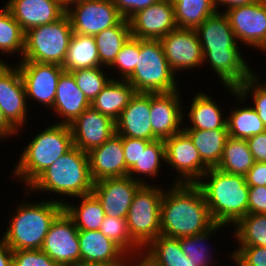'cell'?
<instances>
[{"instance_id":"cell-35","label":"cell","mask_w":266,"mask_h":266,"mask_svg":"<svg viewBox=\"0 0 266 266\" xmlns=\"http://www.w3.org/2000/svg\"><path fill=\"white\" fill-rule=\"evenodd\" d=\"M166 162L165 144L163 139L152 141L145 149H142L139 161L128 171V176L142 184L151 182L145 181L149 176L152 180L160 175L162 163ZM145 176V178H143Z\"/></svg>"},{"instance_id":"cell-41","label":"cell","mask_w":266,"mask_h":266,"mask_svg":"<svg viewBox=\"0 0 266 266\" xmlns=\"http://www.w3.org/2000/svg\"><path fill=\"white\" fill-rule=\"evenodd\" d=\"M99 230L116 243L131 259L142 255L143 250L131 238L126 218L105 216Z\"/></svg>"},{"instance_id":"cell-4","label":"cell","mask_w":266,"mask_h":266,"mask_svg":"<svg viewBox=\"0 0 266 266\" xmlns=\"http://www.w3.org/2000/svg\"><path fill=\"white\" fill-rule=\"evenodd\" d=\"M93 184L88 153L73 146L25 188V194L46 191L61 195L60 198L65 196V200L67 197L76 199L91 194Z\"/></svg>"},{"instance_id":"cell-45","label":"cell","mask_w":266,"mask_h":266,"mask_svg":"<svg viewBox=\"0 0 266 266\" xmlns=\"http://www.w3.org/2000/svg\"><path fill=\"white\" fill-rule=\"evenodd\" d=\"M13 266H60L41 249L13 251Z\"/></svg>"},{"instance_id":"cell-19","label":"cell","mask_w":266,"mask_h":266,"mask_svg":"<svg viewBox=\"0 0 266 266\" xmlns=\"http://www.w3.org/2000/svg\"><path fill=\"white\" fill-rule=\"evenodd\" d=\"M69 126L73 145L85 153L101 146L116 133L115 121L92 106L87 108Z\"/></svg>"},{"instance_id":"cell-52","label":"cell","mask_w":266,"mask_h":266,"mask_svg":"<svg viewBox=\"0 0 266 266\" xmlns=\"http://www.w3.org/2000/svg\"><path fill=\"white\" fill-rule=\"evenodd\" d=\"M258 1H260V0H214V5H215L217 12H221V10H222L221 7H223V10L225 12L226 10H228L230 8L253 4V3H256ZM224 6H226V7H224ZM218 8H220L221 10H219Z\"/></svg>"},{"instance_id":"cell-25","label":"cell","mask_w":266,"mask_h":266,"mask_svg":"<svg viewBox=\"0 0 266 266\" xmlns=\"http://www.w3.org/2000/svg\"><path fill=\"white\" fill-rule=\"evenodd\" d=\"M90 106L91 102L77 87L73 74L64 70L58 81L53 107L50 109L56 113L57 118H62L57 124L70 125Z\"/></svg>"},{"instance_id":"cell-26","label":"cell","mask_w":266,"mask_h":266,"mask_svg":"<svg viewBox=\"0 0 266 266\" xmlns=\"http://www.w3.org/2000/svg\"><path fill=\"white\" fill-rule=\"evenodd\" d=\"M196 93L191 101L188 114H185L183 109V116H188L190 125L183 124V129H197V130H213V129H227V117L223 116L222 110L214 99L206 92Z\"/></svg>"},{"instance_id":"cell-49","label":"cell","mask_w":266,"mask_h":266,"mask_svg":"<svg viewBox=\"0 0 266 266\" xmlns=\"http://www.w3.org/2000/svg\"><path fill=\"white\" fill-rule=\"evenodd\" d=\"M255 162H266V131L247 139Z\"/></svg>"},{"instance_id":"cell-46","label":"cell","mask_w":266,"mask_h":266,"mask_svg":"<svg viewBox=\"0 0 266 266\" xmlns=\"http://www.w3.org/2000/svg\"><path fill=\"white\" fill-rule=\"evenodd\" d=\"M152 141L131 137H122L125 162L128 171L139 161L142 149H145Z\"/></svg>"},{"instance_id":"cell-51","label":"cell","mask_w":266,"mask_h":266,"mask_svg":"<svg viewBox=\"0 0 266 266\" xmlns=\"http://www.w3.org/2000/svg\"><path fill=\"white\" fill-rule=\"evenodd\" d=\"M0 266H13V250L3 236L0 238Z\"/></svg>"},{"instance_id":"cell-28","label":"cell","mask_w":266,"mask_h":266,"mask_svg":"<svg viewBox=\"0 0 266 266\" xmlns=\"http://www.w3.org/2000/svg\"><path fill=\"white\" fill-rule=\"evenodd\" d=\"M79 204L64 201L63 210L73 220L79 231L99 230L105 218V211L99 200L91 193L77 197ZM81 199V200H80Z\"/></svg>"},{"instance_id":"cell-22","label":"cell","mask_w":266,"mask_h":266,"mask_svg":"<svg viewBox=\"0 0 266 266\" xmlns=\"http://www.w3.org/2000/svg\"><path fill=\"white\" fill-rule=\"evenodd\" d=\"M10 10L24 33L34 27L53 23L66 14L59 0H8Z\"/></svg>"},{"instance_id":"cell-14","label":"cell","mask_w":266,"mask_h":266,"mask_svg":"<svg viewBox=\"0 0 266 266\" xmlns=\"http://www.w3.org/2000/svg\"><path fill=\"white\" fill-rule=\"evenodd\" d=\"M24 83L26 99L52 108L56 89L64 68L57 64L21 61L17 63Z\"/></svg>"},{"instance_id":"cell-21","label":"cell","mask_w":266,"mask_h":266,"mask_svg":"<svg viewBox=\"0 0 266 266\" xmlns=\"http://www.w3.org/2000/svg\"><path fill=\"white\" fill-rule=\"evenodd\" d=\"M150 115V93L136 92L115 121L116 133L122 137L158 140L152 131Z\"/></svg>"},{"instance_id":"cell-24","label":"cell","mask_w":266,"mask_h":266,"mask_svg":"<svg viewBox=\"0 0 266 266\" xmlns=\"http://www.w3.org/2000/svg\"><path fill=\"white\" fill-rule=\"evenodd\" d=\"M80 263L130 265L131 258L100 230L79 231Z\"/></svg>"},{"instance_id":"cell-58","label":"cell","mask_w":266,"mask_h":266,"mask_svg":"<svg viewBox=\"0 0 266 266\" xmlns=\"http://www.w3.org/2000/svg\"><path fill=\"white\" fill-rule=\"evenodd\" d=\"M215 265H217V264L213 262L212 265L209 264V265H206V266H215Z\"/></svg>"},{"instance_id":"cell-39","label":"cell","mask_w":266,"mask_h":266,"mask_svg":"<svg viewBox=\"0 0 266 266\" xmlns=\"http://www.w3.org/2000/svg\"><path fill=\"white\" fill-rule=\"evenodd\" d=\"M25 33L15 20L10 10L4 5L0 10V52L3 55L19 54L20 60L24 52Z\"/></svg>"},{"instance_id":"cell-38","label":"cell","mask_w":266,"mask_h":266,"mask_svg":"<svg viewBox=\"0 0 266 266\" xmlns=\"http://www.w3.org/2000/svg\"><path fill=\"white\" fill-rule=\"evenodd\" d=\"M226 227H228V225L215 224L212 228L203 233L178 238L181 249L184 254L195 263V266H206L212 264L214 262V257L211 252L212 248H209L207 241L209 240L211 242L210 238L212 235L218 232L219 229L221 231Z\"/></svg>"},{"instance_id":"cell-13","label":"cell","mask_w":266,"mask_h":266,"mask_svg":"<svg viewBox=\"0 0 266 266\" xmlns=\"http://www.w3.org/2000/svg\"><path fill=\"white\" fill-rule=\"evenodd\" d=\"M79 230L63 210L52 222L41 250L60 266L80 263Z\"/></svg>"},{"instance_id":"cell-1","label":"cell","mask_w":266,"mask_h":266,"mask_svg":"<svg viewBox=\"0 0 266 266\" xmlns=\"http://www.w3.org/2000/svg\"><path fill=\"white\" fill-rule=\"evenodd\" d=\"M195 30L201 45L203 67L209 63L222 86L238 89L255 72L241 54V45L223 11H216Z\"/></svg>"},{"instance_id":"cell-42","label":"cell","mask_w":266,"mask_h":266,"mask_svg":"<svg viewBox=\"0 0 266 266\" xmlns=\"http://www.w3.org/2000/svg\"><path fill=\"white\" fill-rule=\"evenodd\" d=\"M105 67H92L71 71L77 87L85 94L92 103L112 77L106 73Z\"/></svg>"},{"instance_id":"cell-11","label":"cell","mask_w":266,"mask_h":266,"mask_svg":"<svg viewBox=\"0 0 266 266\" xmlns=\"http://www.w3.org/2000/svg\"><path fill=\"white\" fill-rule=\"evenodd\" d=\"M168 167L176 169L173 183L196 184L209 169L201 160L193 141L184 131L164 139ZM177 177V178H176Z\"/></svg>"},{"instance_id":"cell-5","label":"cell","mask_w":266,"mask_h":266,"mask_svg":"<svg viewBox=\"0 0 266 266\" xmlns=\"http://www.w3.org/2000/svg\"><path fill=\"white\" fill-rule=\"evenodd\" d=\"M62 200L50 197L48 201L16 203L15 212L9 215V225L1 233L9 247L13 251L41 249L52 222L63 211Z\"/></svg>"},{"instance_id":"cell-32","label":"cell","mask_w":266,"mask_h":266,"mask_svg":"<svg viewBox=\"0 0 266 266\" xmlns=\"http://www.w3.org/2000/svg\"><path fill=\"white\" fill-rule=\"evenodd\" d=\"M131 36L129 20L123 19L118 25L97 33L94 38L98 49L100 65L110 67L123 44Z\"/></svg>"},{"instance_id":"cell-6","label":"cell","mask_w":266,"mask_h":266,"mask_svg":"<svg viewBox=\"0 0 266 266\" xmlns=\"http://www.w3.org/2000/svg\"><path fill=\"white\" fill-rule=\"evenodd\" d=\"M48 126L25 145L15 164L13 179L18 178L26 188L74 146L69 125L54 122Z\"/></svg>"},{"instance_id":"cell-15","label":"cell","mask_w":266,"mask_h":266,"mask_svg":"<svg viewBox=\"0 0 266 266\" xmlns=\"http://www.w3.org/2000/svg\"><path fill=\"white\" fill-rule=\"evenodd\" d=\"M8 65L7 61L0 66V109L19 135L27 124L29 104L18 65Z\"/></svg>"},{"instance_id":"cell-37","label":"cell","mask_w":266,"mask_h":266,"mask_svg":"<svg viewBox=\"0 0 266 266\" xmlns=\"http://www.w3.org/2000/svg\"><path fill=\"white\" fill-rule=\"evenodd\" d=\"M234 241L237 246H264L266 247V214L248 213L233 227Z\"/></svg>"},{"instance_id":"cell-54","label":"cell","mask_w":266,"mask_h":266,"mask_svg":"<svg viewBox=\"0 0 266 266\" xmlns=\"http://www.w3.org/2000/svg\"><path fill=\"white\" fill-rule=\"evenodd\" d=\"M130 266H154L143 254L131 259Z\"/></svg>"},{"instance_id":"cell-30","label":"cell","mask_w":266,"mask_h":266,"mask_svg":"<svg viewBox=\"0 0 266 266\" xmlns=\"http://www.w3.org/2000/svg\"><path fill=\"white\" fill-rule=\"evenodd\" d=\"M154 266H195L180 246L177 238L159 235L142 253Z\"/></svg>"},{"instance_id":"cell-3","label":"cell","mask_w":266,"mask_h":266,"mask_svg":"<svg viewBox=\"0 0 266 266\" xmlns=\"http://www.w3.org/2000/svg\"><path fill=\"white\" fill-rule=\"evenodd\" d=\"M196 184L216 224L231 227L248 214L249 186L245 176L209 168Z\"/></svg>"},{"instance_id":"cell-20","label":"cell","mask_w":266,"mask_h":266,"mask_svg":"<svg viewBox=\"0 0 266 266\" xmlns=\"http://www.w3.org/2000/svg\"><path fill=\"white\" fill-rule=\"evenodd\" d=\"M142 185L129 176L106 178L94 182L92 194L101 203L106 216L126 218L134 195Z\"/></svg>"},{"instance_id":"cell-57","label":"cell","mask_w":266,"mask_h":266,"mask_svg":"<svg viewBox=\"0 0 266 266\" xmlns=\"http://www.w3.org/2000/svg\"><path fill=\"white\" fill-rule=\"evenodd\" d=\"M4 63V59H0V66Z\"/></svg>"},{"instance_id":"cell-53","label":"cell","mask_w":266,"mask_h":266,"mask_svg":"<svg viewBox=\"0 0 266 266\" xmlns=\"http://www.w3.org/2000/svg\"><path fill=\"white\" fill-rule=\"evenodd\" d=\"M18 131L6 120L3 111L0 109V141L7 140L12 136H17ZM9 136V137H8Z\"/></svg>"},{"instance_id":"cell-40","label":"cell","mask_w":266,"mask_h":266,"mask_svg":"<svg viewBox=\"0 0 266 266\" xmlns=\"http://www.w3.org/2000/svg\"><path fill=\"white\" fill-rule=\"evenodd\" d=\"M255 71L238 89L232 87H224L229 93L230 96L236 97V100L240 102L239 105L245 103L248 98H252V105L256 110L259 118L262 120L266 128V80H262ZM238 98V99H237Z\"/></svg>"},{"instance_id":"cell-43","label":"cell","mask_w":266,"mask_h":266,"mask_svg":"<svg viewBox=\"0 0 266 266\" xmlns=\"http://www.w3.org/2000/svg\"><path fill=\"white\" fill-rule=\"evenodd\" d=\"M137 55H139V38L130 36L123 44L113 64L106 70L113 68L120 80H127L137 65Z\"/></svg>"},{"instance_id":"cell-29","label":"cell","mask_w":266,"mask_h":266,"mask_svg":"<svg viewBox=\"0 0 266 266\" xmlns=\"http://www.w3.org/2000/svg\"><path fill=\"white\" fill-rule=\"evenodd\" d=\"M183 130L193 141L203 163L208 168H216L221 160L224 145L228 138L227 129Z\"/></svg>"},{"instance_id":"cell-55","label":"cell","mask_w":266,"mask_h":266,"mask_svg":"<svg viewBox=\"0 0 266 266\" xmlns=\"http://www.w3.org/2000/svg\"><path fill=\"white\" fill-rule=\"evenodd\" d=\"M76 266H130V265H109L100 263H79Z\"/></svg>"},{"instance_id":"cell-9","label":"cell","mask_w":266,"mask_h":266,"mask_svg":"<svg viewBox=\"0 0 266 266\" xmlns=\"http://www.w3.org/2000/svg\"><path fill=\"white\" fill-rule=\"evenodd\" d=\"M143 184L135 193L126 221L132 240L144 250L161 235L163 187ZM158 186V187H157Z\"/></svg>"},{"instance_id":"cell-8","label":"cell","mask_w":266,"mask_h":266,"mask_svg":"<svg viewBox=\"0 0 266 266\" xmlns=\"http://www.w3.org/2000/svg\"><path fill=\"white\" fill-rule=\"evenodd\" d=\"M72 34L71 22L67 14L53 23L26 31L21 60L62 66Z\"/></svg>"},{"instance_id":"cell-27","label":"cell","mask_w":266,"mask_h":266,"mask_svg":"<svg viewBox=\"0 0 266 266\" xmlns=\"http://www.w3.org/2000/svg\"><path fill=\"white\" fill-rule=\"evenodd\" d=\"M135 93L136 90L127 80L112 77L93 100L91 106L116 121Z\"/></svg>"},{"instance_id":"cell-17","label":"cell","mask_w":266,"mask_h":266,"mask_svg":"<svg viewBox=\"0 0 266 266\" xmlns=\"http://www.w3.org/2000/svg\"><path fill=\"white\" fill-rule=\"evenodd\" d=\"M131 36L144 40H161L177 28L172 0H161L138 11L130 19Z\"/></svg>"},{"instance_id":"cell-2","label":"cell","mask_w":266,"mask_h":266,"mask_svg":"<svg viewBox=\"0 0 266 266\" xmlns=\"http://www.w3.org/2000/svg\"><path fill=\"white\" fill-rule=\"evenodd\" d=\"M171 185L163 192L161 235L178 239L203 233L216 224L197 184Z\"/></svg>"},{"instance_id":"cell-33","label":"cell","mask_w":266,"mask_h":266,"mask_svg":"<svg viewBox=\"0 0 266 266\" xmlns=\"http://www.w3.org/2000/svg\"><path fill=\"white\" fill-rule=\"evenodd\" d=\"M254 163L247 140L228 136L216 168L229 174L245 176Z\"/></svg>"},{"instance_id":"cell-50","label":"cell","mask_w":266,"mask_h":266,"mask_svg":"<svg viewBox=\"0 0 266 266\" xmlns=\"http://www.w3.org/2000/svg\"><path fill=\"white\" fill-rule=\"evenodd\" d=\"M249 187L266 186V162H255L245 175Z\"/></svg>"},{"instance_id":"cell-16","label":"cell","mask_w":266,"mask_h":266,"mask_svg":"<svg viewBox=\"0 0 266 266\" xmlns=\"http://www.w3.org/2000/svg\"><path fill=\"white\" fill-rule=\"evenodd\" d=\"M165 57L176 74L180 70H193L203 65V55L195 29L176 28L161 40Z\"/></svg>"},{"instance_id":"cell-36","label":"cell","mask_w":266,"mask_h":266,"mask_svg":"<svg viewBox=\"0 0 266 266\" xmlns=\"http://www.w3.org/2000/svg\"><path fill=\"white\" fill-rule=\"evenodd\" d=\"M178 28L196 29L216 12L214 0H172Z\"/></svg>"},{"instance_id":"cell-48","label":"cell","mask_w":266,"mask_h":266,"mask_svg":"<svg viewBox=\"0 0 266 266\" xmlns=\"http://www.w3.org/2000/svg\"><path fill=\"white\" fill-rule=\"evenodd\" d=\"M248 213L266 214V186L249 187Z\"/></svg>"},{"instance_id":"cell-12","label":"cell","mask_w":266,"mask_h":266,"mask_svg":"<svg viewBox=\"0 0 266 266\" xmlns=\"http://www.w3.org/2000/svg\"><path fill=\"white\" fill-rule=\"evenodd\" d=\"M224 13L239 44L266 52V0L233 7Z\"/></svg>"},{"instance_id":"cell-10","label":"cell","mask_w":266,"mask_h":266,"mask_svg":"<svg viewBox=\"0 0 266 266\" xmlns=\"http://www.w3.org/2000/svg\"><path fill=\"white\" fill-rule=\"evenodd\" d=\"M73 33L95 36L124 18L112 0H81L66 9Z\"/></svg>"},{"instance_id":"cell-18","label":"cell","mask_w":266,"mask_h":266,"mask_svg":"<svg viewBox=\"0 0 266 266\" xmlns=\"http://www.w3.org/2000/svg\"><path fill=\"white\" fill-rule=\"evenodd\" d=\"M180 90L150 93V120L159 139L169 138L183 130V103Z\"/></svg>"},{"instance_id":"cell-44","label":"cell","mask_w":266,"mask_h":266,"mask_svg":"<svg viewBox=\"0 0 266 266\" xmlns=\"http://www.w3.org/2000/svg\"><path fill=\"white\" fill-rule=\"evenodd\" d=\"M234 266H266V247L238 246L230 254Z\"/></svg>"},{"instance_id":"cell-31","label":"cell","mask_w":266,"mask_h":266,"mask_svg":"<svg viewBox=\"0 0 266 266\" xmlns=\"http://www.w3.org/2000/svg\"><path fill=\"white\" fill-rule=\"evenodd\" d=\"M62 67L69 72L78 69L101 67L94 36L73 33Z\"/></svg>"},{"instance_id":"cell-47","label":"cell","mask_w":266,"mask_h":266,"mask_svg":"<svg viewBox=\"0 0 266 266\" xmlns=\"http://www.w3.org/2000/svg\"><path fill=\"white\" fill-rule=\"evenodd\" d=\"M124 19L129 20L135 13L161 0H112Z\"/></svg>"},{"instance_id":"cell-56","label":"cell","mask_w":266,"mask_h":266,"mask_svg":"<svg viewBox=\"0 0 266 266\" xmlns=\"http://www.w3.org/2000/svg\"><path fill=\"white\" fill-rule=\"evenodd\" d=\"M81 0H59V2L67 9L70 5L79 2Z\"/></svg>"},{"instance_id":"cell-7","label":"cell","mask_w":266,"mask_h":266,"mask_svg":"<svg viewBox=\"0 0 266 266\" xmlns=\"http://www.w3.org/2000/svg\"><path fill=\"white\" fill-rule=\"evenodd\" d=\"M176 76L167 62L161 41L139 39L137 65L127 79L136 92L162 93L181 90Z\"/></svg>"},{"instance_id":"cell-34","label":"cell","mask_w":266,"mask_h":266,"mask_svg":"<svg viewBox=\"0 0 266 266\" xmlns=\"http://www.w3.org/2000/svg\"><path fill=\"white\" fill-rule=\"evenodd\" d=\"M235 107L230 109L231 113L229 112V116H227L228 136L247 140L266 131L262 120L252 105Z\"/></svg>"},{"instance_id":"cell-23","label":"cell","mask_w":266,"mask_h":266,"mask_svg":"<svg viewBox=\"0 0 266 266\" xmlns=\"http://www.w3.org/2000/svg\"><path fill=\"white\" fill-rule=\"evenodd\" d=\"M88 158L90 174L94 182L127 176L122 136L117 133L101 146L88 152Z\"/></svg>"}]
</instances>
